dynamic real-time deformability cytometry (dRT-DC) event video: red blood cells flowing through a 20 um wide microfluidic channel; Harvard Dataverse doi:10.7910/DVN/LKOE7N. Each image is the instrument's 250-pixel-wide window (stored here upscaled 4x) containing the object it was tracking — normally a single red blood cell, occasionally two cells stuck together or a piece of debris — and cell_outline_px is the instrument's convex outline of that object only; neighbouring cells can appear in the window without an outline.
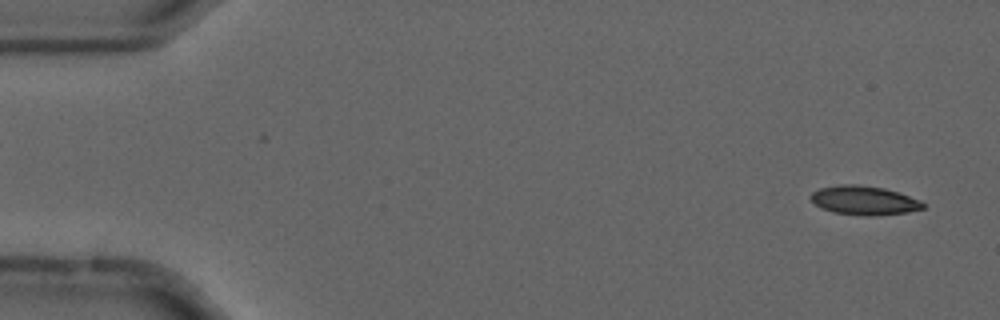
{"species": "common noctule bat (a hibernating species)", "species_latin": "Nyctalus noctula", "temperature_condition": "cold", "stored_images_in_passage": 55, "camera_frame_rate_fps": 3000, "um_per_image_px": 0.085, "animal": {"sex": "male", "forearm_length_mm": 52.5}, "frame": {"image": 1, "passage_image": 2, "time_ms": 0.333, "image_size_px": [1000, 320], "cell_outline_px": [[924, 208], [908, 212], [876, 216], [864, 216], [832, 212], [820, 208], [808, 196], [812, 192], [820, 188], [840, 184], [856, 184], [884, 188], [920, 200], [924, 204]], "centroid_in_image_um": [73.41, 17.04], "position_along_channel_um": 11.6, "area_um2": 19.02}}
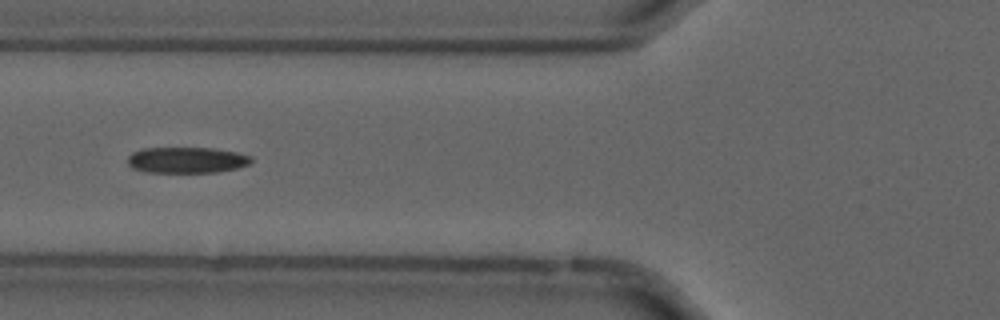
{"frame": {"image": 2, "passage_image": 20, "time_ms": 6.333, "image_size_px": [1000, 320], "cell_outline_px": [[252, 160], [248, 164], [236, 168], [216, 172], [148, 172], [132, 168], [128, 164], [128, 156], [132, 152], [144, 148], [212, 148], [236, 152], [252, 156]], "centroid_in_image_um": [15.85, 13.6], "position_along_channel_um": 109.9, "area_um2": 18.61}}
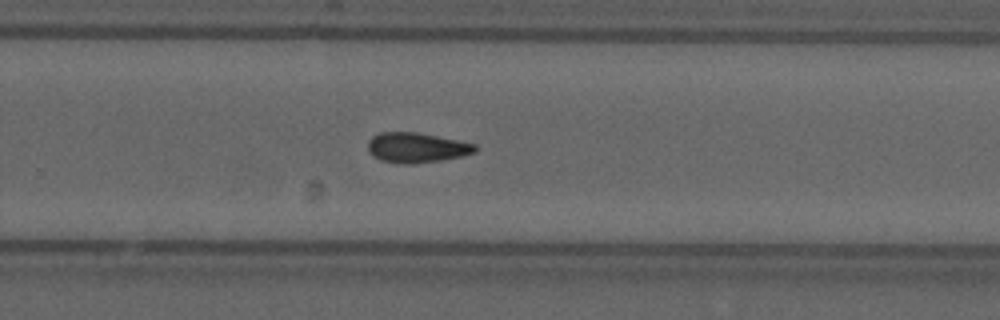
{"frame": {"image": 3, "passage_image": 35, "time_ms": 11.333, "image_size_px": [1000, 320], "cell_outline_px": [[480, 148], [476, 152], [460, 156], [440, 160], [404, 164], [400, 164], [380, 160], [372, 156], [368, 148], [368, 140], [372, 136], [380, 132], [420, 132], [476, 144]], "centroid_in_image_um": [35.41, 12.53], "position_along_channel_um": 294.4, "area_um2": 18.84}, "authors_computed_cell_mechanics": {"area_um2": 18.785, "velocity_mm_per_s": 3.6948, "shape_relaxation_time_tau1_ms": null, "shape_relaxation_time_tau2_ms": 4.4264, "deformation_change_tau1": null, "deformation_change_tau2": 0.1262}}